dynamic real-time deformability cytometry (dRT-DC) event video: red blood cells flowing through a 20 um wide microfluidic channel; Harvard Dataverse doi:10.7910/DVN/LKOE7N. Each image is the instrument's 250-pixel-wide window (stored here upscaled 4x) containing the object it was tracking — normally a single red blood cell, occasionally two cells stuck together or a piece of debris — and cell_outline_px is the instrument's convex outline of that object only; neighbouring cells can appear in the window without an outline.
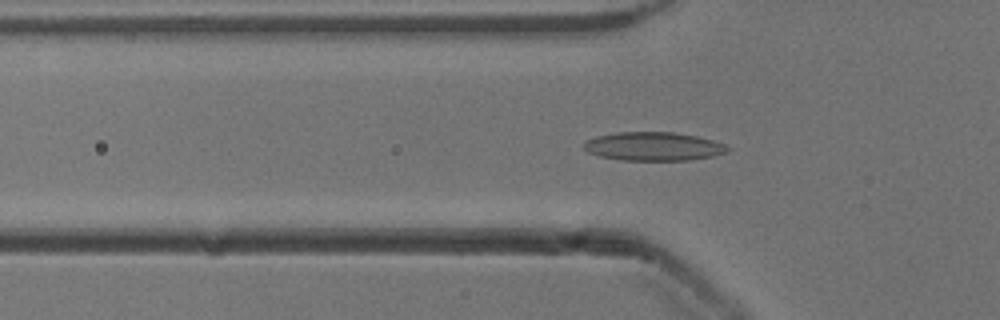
{"species": "common noctule bat (a hibernating species)", "species_latin": "Nyctalus noctula", "temperature_condition": "cold", "stored_images_in_passage": 52, "camera_frame_rate_fps": 3000, "um_per_image_px": 0.085, "animal": {"sex": "male", "body_mass_g": 13.3}, "frame": {"image": 1, "passage_image": 16, "time_ms": 5.0, "image_size_px": [1000, 320], "cell_outline_px": [[732, 148], [728, 152], [712, 156], [688, 160], [624, 160], [600, 156], [588, 152], [584, 148], [584, 144], [588, 140], [596, 136], [616, 132], [672, 132], [696, 136], [712, 140], [724, 144]], "centroid_in_image_um": [55.57, 12.44], "position_along_channel_um": 70.2, "area_um2": 23.81}}
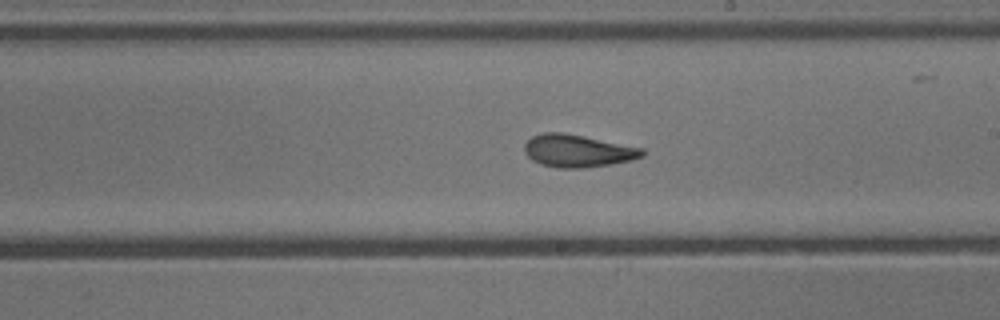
{"frame": {"image": 2, "passage_image": 29, "time_ms": 9.333, "image_size_px": [1000, 320], "cell_outline_px": [[644, 156], [632, 160], [608, 164], [580, 168], [556, 168], [540, 164], [532, 160], [524, 152], [524, 144], [532, 136], [544, 132], [564, 132], [644, 148]], "centroid_in_image_um": [49.08, 12.82], "position_along_channel_um": 239.9, "area_um2": 22.37}}
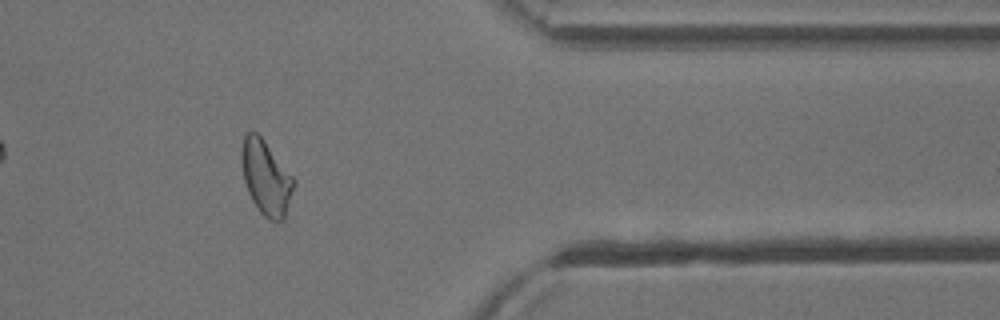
{"frame": {"image": 3, "passage_image": 42, "time_ms": 13.667, "image_size_px": [1000, 320], "cell_outline_px": [[296, 184], [284, 220], [268, 220], [260, 212], [252, 200], [248, 192], [244, 180], [240, 160], [240, 152], [244, 136], [248, 132], [256, 132], [264, 140], [296, 180]], "centroid_in_image_um": [22.61, 15.11], "position_along_channel_um": 388.8, "area_um2": 22.77}, "authors_computed_cell_mechanics": {"area_um2": 22.3975, "velocity_mm_per_s": 3.89, "shape_relaxation_time_tau1_ms": 4.8005, "shape_relaxation_time_tau2_ms": 1.7052, "deformation_change_tau1": 0.1393, "deformation_change_tau2": 0.0861}}